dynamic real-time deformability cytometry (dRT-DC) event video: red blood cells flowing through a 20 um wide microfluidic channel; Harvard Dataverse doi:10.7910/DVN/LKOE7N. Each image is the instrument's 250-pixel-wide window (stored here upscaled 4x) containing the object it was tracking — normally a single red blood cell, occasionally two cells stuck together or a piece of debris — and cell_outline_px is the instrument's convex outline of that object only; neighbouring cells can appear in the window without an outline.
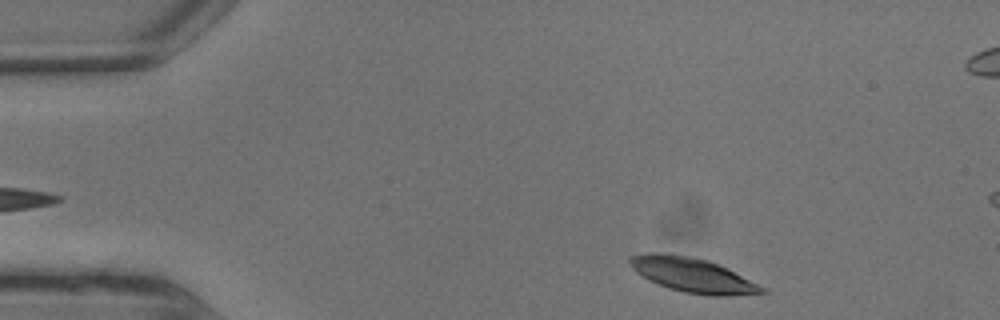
{"species": "common noctule bat (a hibernating species)", "species_latin": "Nyctalus noctula", "temperature_condition": "warm", "stored_images_in_passage": 4, "segment_of_instrument_passage": [2, 2], "camera_frame_rate_fps": 3000, "um_per_image_px": 0.085, "animal": {"sex": "male", "body_mass_g": 13.3}, "frame": {"image": 1, "passage_image": 4, "time_ms": 1.0, "image_size_px": [1000, 320], "cell_outline_px": [[752, 292], [692, 292], [676, 288], [664, 284], [648, 276], [640, 260], [644, 256], [672, 256], [700, 260], [724, 268], [732, 272], [744, 280], [748, 284]], "centroid_in_image_um": [58.9, 23.37], "position_along_channel_um": 26.1, "area_um2": 19.54}}